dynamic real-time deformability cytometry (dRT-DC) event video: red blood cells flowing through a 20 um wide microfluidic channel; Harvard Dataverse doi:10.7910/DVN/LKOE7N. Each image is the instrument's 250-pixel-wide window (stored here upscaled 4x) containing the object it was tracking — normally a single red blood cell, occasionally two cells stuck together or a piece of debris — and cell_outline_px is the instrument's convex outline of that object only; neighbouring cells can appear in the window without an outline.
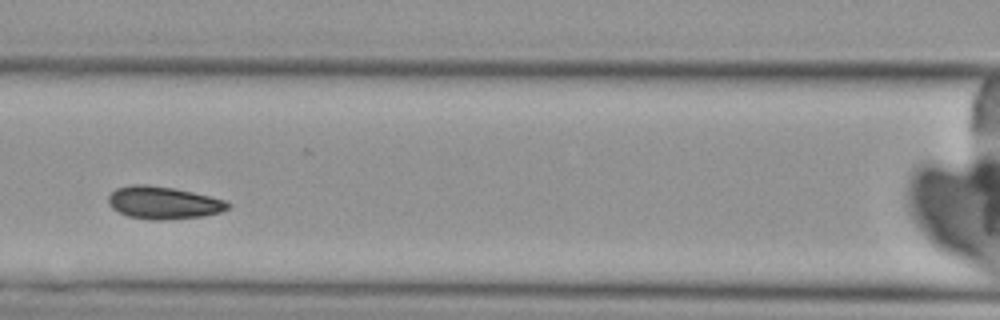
{"species": "Egyptian fruit bat (a non-hibernating species)", "species_latin": "Rousettus aegyptiacus", "temperature_condition": "cold", "stored_images_in_passage": 4, "camera_frame_rate_fps": 3000, "um_per_image_px": 0.085, "animal": {"sex": "female"}, "frame": {"image": 1, "passage_image": 3, "time_ms": 2.333, "image_size_px": [1000, 320], "cell_outline_px": [[232, 204], [228, 208], [220, 212], [204, 216], [168, 220], [148, 220], [128, 216], [112, 208], [108, 204], [108, 196], [116, 188], [132, 184], [144, 184], [172, 188], [192, 192], [228, 200]], "centroid_in_image_um": [13.9, 17.24], "position_along_channel_um": 152.7, "area_um2": 22.83}}
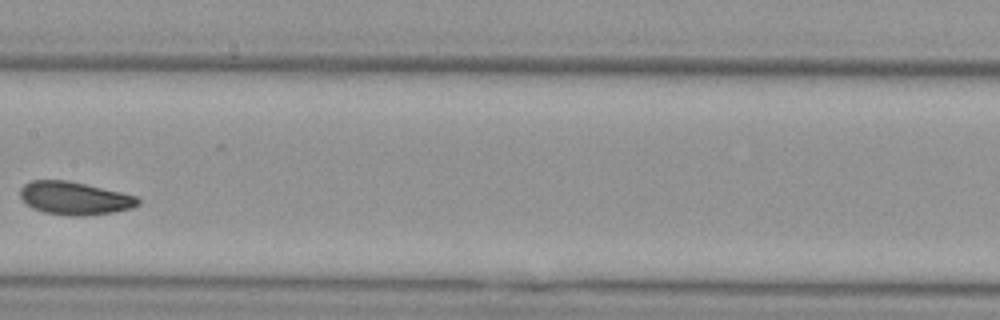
{"frame": {"image": 2, "passage_image": 4, "time_ms": 3.667, "image_size_px": [1000, 320], "cell_outline_px": [[140, 204], [132, 208], [112, 212], [84, 216], [72, 216], [44, 212], [32, 208], [20, 196], [20, 188], [24, 184], [32, 180], [68, 180], [120, 192], [136, 196], [140, 200]], "centroid_in_image_um": [6.34, 16.85], "position_along_channel_um": 201.1, "area_um2": 22.54}}